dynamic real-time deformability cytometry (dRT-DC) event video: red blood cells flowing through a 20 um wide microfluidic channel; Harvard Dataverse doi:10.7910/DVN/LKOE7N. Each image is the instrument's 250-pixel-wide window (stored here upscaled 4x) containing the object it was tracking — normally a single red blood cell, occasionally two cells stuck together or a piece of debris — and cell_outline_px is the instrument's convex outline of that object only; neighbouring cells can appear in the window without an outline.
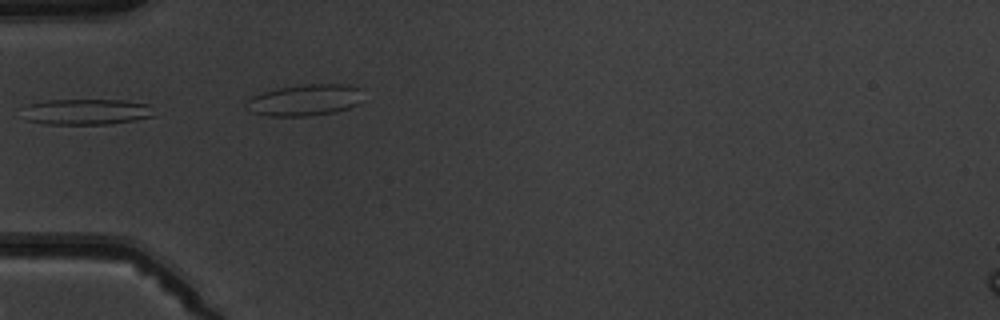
{"species": "common noctule bat (a hibernating species)", "species_latin": "Nyctalus noctula", "temperature_condition": "warm", "stored_images_in_passage": 6, "camera_frame_rate_fps": 3000, "um_per_image_px": 0.085, "animal": {"sex": "male", "body_mass_g": 19.5, "forearm_length_mm": 54.6}, "frame": {"image": 1, "passage_image": 5, "time_ms": 4.667, "image_size_px": [1000, 320], "cell_outline_px": [[152, 116], [136, 120], [108, 124], [44, 124], [24, 120], [20, 108], [24, 104], [44, 100], [124, 100], [148, 104]], "centroid_in_image_um": [7.17, 9.5], "position_along_channel_um": 77.8, "area_um2": 20.11}}